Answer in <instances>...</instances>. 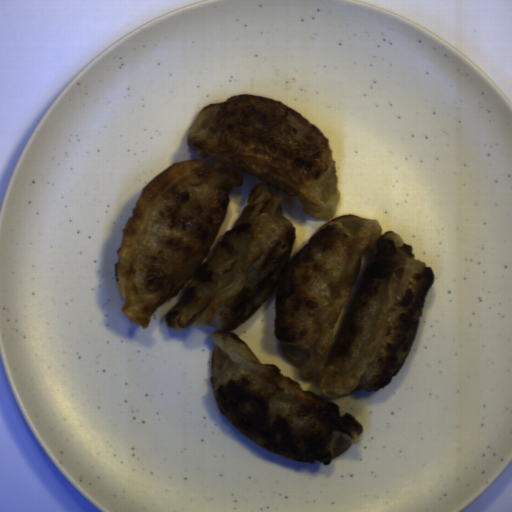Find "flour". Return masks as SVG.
Returning <instances> with one entry per match:
<instances>
[{"instance_id":"1","label":"flour","mask_w":512,"mask_h":512,"mask_svg":"<svg viewBox=\"0 0 512 512\" xmlns=\"http://www.w3.org/2000/svg\"><path fill=\"white\" fill-rule=\"evenodd\" d=\"M195 155L150 179L124 223L114 278L121 311L144 330L155 309L181 292L165 316L173 331L214 327L210 386L219 411L264 450L295 461L331 463L363 425L340 414V397L377 392L403 367L435 273L411 243L377 219L336 216L342 200L328 138L284 102L231 95L203 106L187 130ZM262 183L203 264L226 217L239 172ZM280 190L328 220L290 259L295 227ZM276 338L302 390L263 364L234 330L275 287Z\"/></svg>"}]
</instances>
